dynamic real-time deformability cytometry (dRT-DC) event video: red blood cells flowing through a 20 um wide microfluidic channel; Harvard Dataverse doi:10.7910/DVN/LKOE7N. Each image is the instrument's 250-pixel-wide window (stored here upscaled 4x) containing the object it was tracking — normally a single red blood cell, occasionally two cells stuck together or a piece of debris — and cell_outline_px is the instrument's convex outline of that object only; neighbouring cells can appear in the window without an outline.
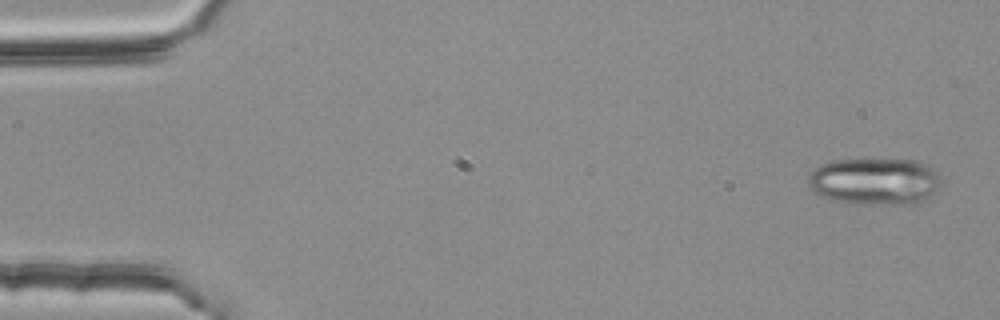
{"species": "common noctule bat (a hibernating species)", "species_latin": "Nyctalus noctula", "temperature_condition": "room temperature", "stored_images_in_passage": 47, "camera_frame_rate_fps": 3000, "um_per_image_px": 0.085, "animal": {"sex": "female", "body_mass_g": 25.1}, "frame": {"image": 1, "passage_image": 1, "time_ms": 0.0, "image_size_px": [1000, 320], "cell_outline_px": [[940, 184], [928, 200], [916, 204], [868, 204], [836, 200], [824, 196], [816, 192], [808, 184], [808, 176], [820, 164], [832, 160], [916, 160], [928, 164], [940, 172]], "centroid_in_image_um": [74.44, 15.41], "position_along_channel_um": 10.6, "area_um2": 36.36}}
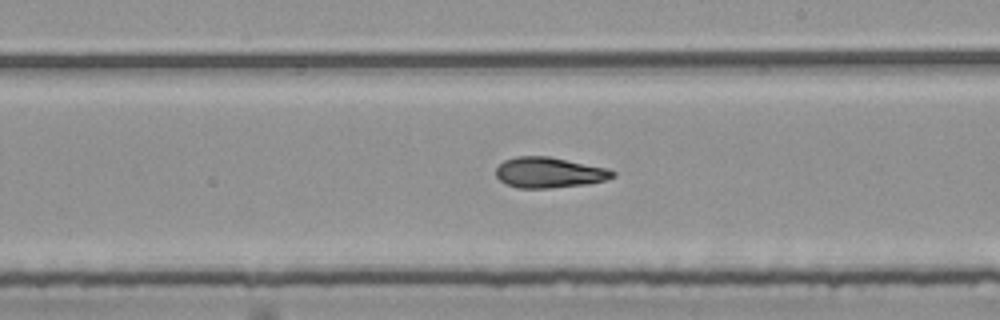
{"frame": {"image": 2, "passage_image": 30, "time_ms": 9.667, "image_size_px": [1000, 320], "cell_outline_px": [[616, 176], [608, 180], [584, 184], [548, 188], [516, 188], [504, 184], [496, 176], [496, 168], [504, 160], [516, 156], [548, 156], [608, 168], [616, 172]], "centroid_in_image_um": [46.68, 14.67], "position_along_channel_um": 242.3, "area_um2": 20.92}}
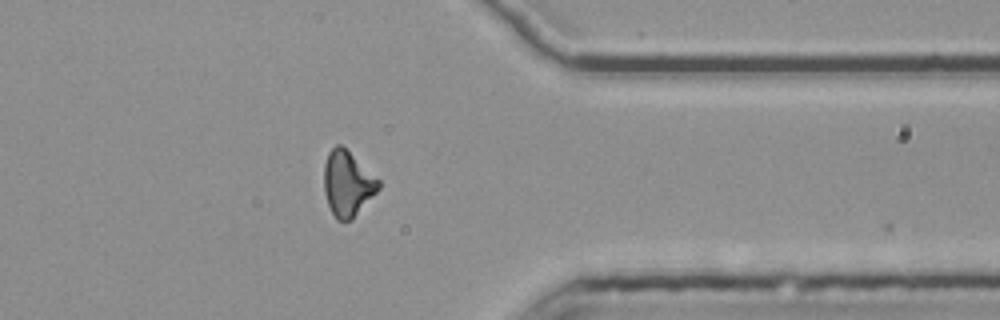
{"frame": {"image": 3, "passage_image": 42, "time_ms": 13.667, "image_size_px": [1000, 320], "cell_outline_px": [[380, 188], [352, 220], [336, 220], [328, 204], [324, 192], [324, 164], [328, 152], [336, 144], [340, 144], [380, 180]], "centroid_in_image_um": [29.53, 15.62], "position_along_channel_um": 381.9, "area_um2": 20.58}, "authors_computed_cell_mechanics": {"area_um2": 20.9814, "velocity_mm_per_s": 3.7779, "shape_relaxation_time_tau1_ms": 7.0528, "shape_relaxation_time_tau2_ms": 5.5481, "deformation_change_tau1": 0.1741, "deformation_change_tau2": 0.1536}}